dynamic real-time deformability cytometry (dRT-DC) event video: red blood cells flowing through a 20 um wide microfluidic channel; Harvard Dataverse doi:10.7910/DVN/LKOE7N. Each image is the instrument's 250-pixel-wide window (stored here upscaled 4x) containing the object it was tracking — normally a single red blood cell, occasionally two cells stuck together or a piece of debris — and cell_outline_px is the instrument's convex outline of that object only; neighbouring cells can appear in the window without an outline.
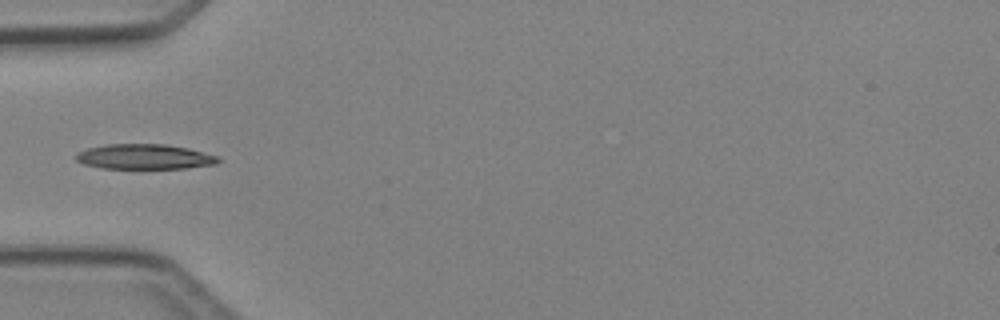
{"species": "Egyptian fruit bat (a non-hibernating species)", "species_latin": "Rousettus aegyptiacus", "temperature_condition": "cold", "stored_images_in_passage": 4, "camera_frame_rate_fps": 3000, "um_per_image_px": 0.085, "animal": {"sex": "female"}, "frame": {"image": 1, "passage_image": 3, "time_ms": 3.333, "image_size_px": [1000, 320], "cell_outline_px": [[220, 160], [216, 164], [188, 168], [100, 168], [84, 164], [76, 160], [76, 152], [88, 148], [108, 144], [164, 144], [188, 148], [220, 156]], "centroid_in_image_um": [12.3, 13.32], "position_along_channel_um": 72.7, "area_um2": 20.81}}
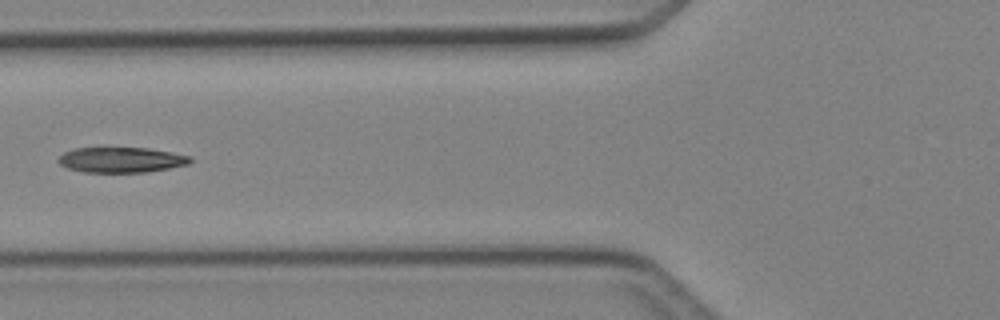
{"frame": {"image": 2, "passage_image": 4, "time_ms": 4.333, "image_size_px": [1000, 320], "cell_outline_px": [[192, 160], [188, 164], [168, 168], [144, 172], [84, 172], [68, 168], [60, 164], [56, 160], [64, 152], [72, 148], [104, 144], [148, 148], [172, 152], [192, 156]], "centroid_in_image_um": [10.23, 13.52], "position_along_channel_um": 115.6, "area_um2": 20.52}}